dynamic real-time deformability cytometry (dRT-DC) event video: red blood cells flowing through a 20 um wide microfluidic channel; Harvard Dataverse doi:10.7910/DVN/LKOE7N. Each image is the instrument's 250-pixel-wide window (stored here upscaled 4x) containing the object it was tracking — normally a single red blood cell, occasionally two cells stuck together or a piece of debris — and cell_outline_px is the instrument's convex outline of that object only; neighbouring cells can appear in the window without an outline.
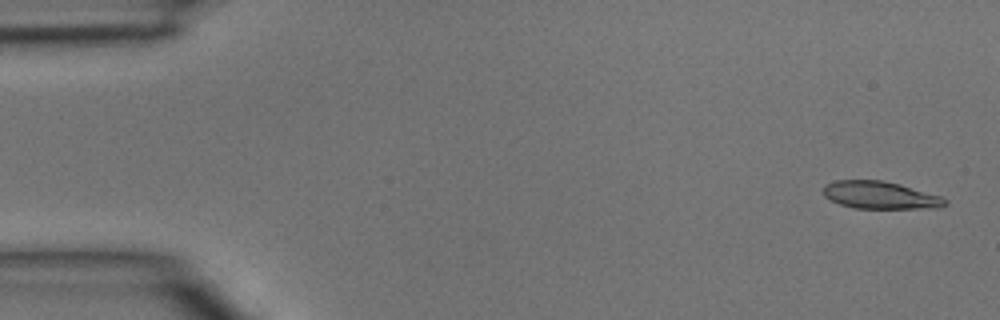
{"species": "common noctule bat (a hibernating species)", "species_latin": "Nyctalus noctula", "temperature_condition": "room temperature", "stored_images_in_passage": 4, "camera_frame_rate_fps": 3000, "um_per_image_px": 0.085, "animal": {"sex": "male", "body_mass_g": 15.6}, "frame": {"image": 1, "passage_image": 1, "time_ms": 0.0, "image_size_px": [1000, 320], "cell_outline_px": [[948, 204], [940, 208], [856, 208], [840, 204], [824, 196], [824, 188], [828, 184], [836, 180], [880, 180], [900, 184], [940, 196], [948, 200]], "centroid_in_image_um": [74.86, 16.59], "position_along_channel_um": 10.1, "area_um2": 19.31}}
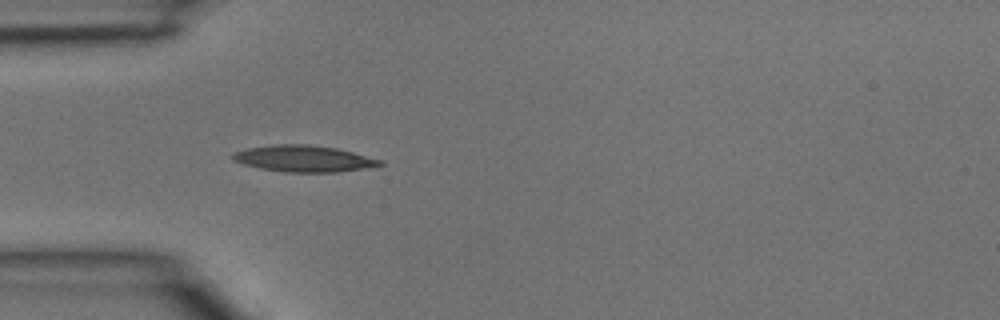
{"frame": {"image": 2, "passage_image": 4, "time_ms": 1.0, "image_size_px": [1000, 320], "cell_outline_px": [[384, 164], [364, 168], [340, 172], [284, 172], [260, 168], [244, 164], [232, 160], [232, 152], [244, 148], [272, 144], [308, 144], [336, 148], [384, 160]], "centroid_in_image_um": [25.78, 13.47], "position_along_channel_um": 59.2, "area_um2": 22.83}}